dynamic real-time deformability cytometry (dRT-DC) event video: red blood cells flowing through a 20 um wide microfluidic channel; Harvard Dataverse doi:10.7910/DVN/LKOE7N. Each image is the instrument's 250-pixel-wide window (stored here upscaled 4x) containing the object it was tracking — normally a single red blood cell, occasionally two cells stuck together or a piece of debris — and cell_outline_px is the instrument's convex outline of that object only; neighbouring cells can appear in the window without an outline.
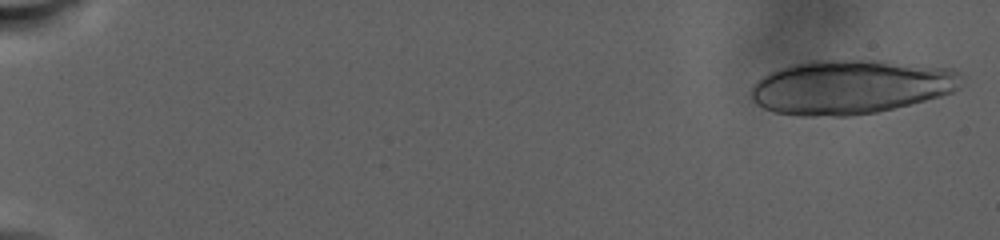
{"species": "human", "species_latin": "Homo sapiens", "temperature_condition": "warm", "stored_images_in_passage": 22, "camera_frame_rate_fps": 3000, "um_per_image_px": 0.085, "donor": {"sex": "male"}, "frame": {"image": 1, "passage_image": 1, "time_ms": 0.0, "image_size_px": [1000, 240], "cell_outline_px": [[964, 76], [960, 88], [952, 92], [940, 96], [876, 112], [848, 116], [796, 116], [772, 112], [756, 104], [752, 100], [752, 84], [756, 80], [768, 72], [792, 64], [808, 60], [880, 60], [952, 68], [960, 72]], "centroid_in_image_um": [72.3, 7.38], "position_along_channel_um": 12.7, "area_um2": 67.05}}
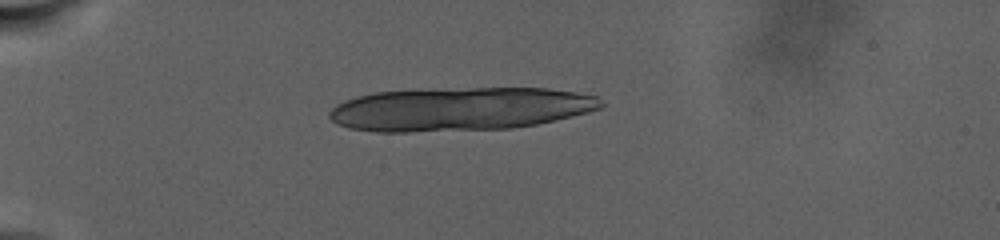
{"frame": {"image": 2, "passage_image": 14, "time_ms": 7.667, "image_size_px": [1000, 240], "cell_outline_px": [[604, 104], [600, 108], [588, 112], [556, 120], [536, 124], [512, 128], [408, 132], [376, 132], [348, 128], [336, 124], [328, 116], [328, 112], [336, 104], [344, 100], [356, 96], [376, 92], [468, 88], [548, 88], [576, 92], [596, 96]], "centroid_in_image_um": [39.05, 9.27], "position_along_channel_um": 45.9, "area_um2": 68.78}}